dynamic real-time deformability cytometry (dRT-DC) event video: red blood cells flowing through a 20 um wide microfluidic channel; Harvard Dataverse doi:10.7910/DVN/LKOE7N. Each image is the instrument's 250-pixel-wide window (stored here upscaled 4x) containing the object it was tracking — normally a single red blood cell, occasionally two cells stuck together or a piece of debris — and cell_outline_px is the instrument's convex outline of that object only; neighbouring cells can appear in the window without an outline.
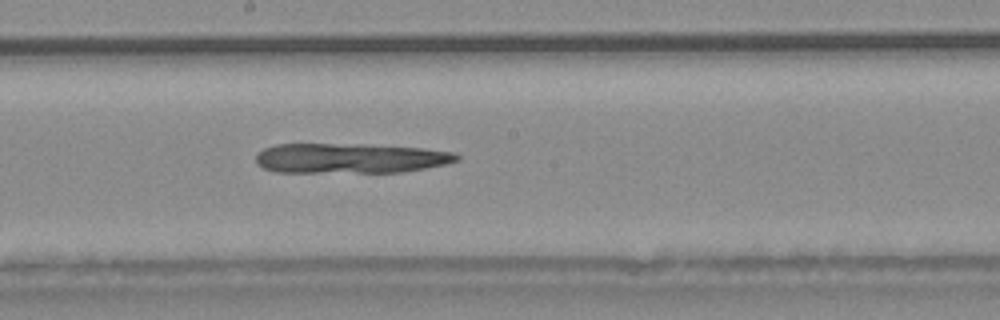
{"species": "common noctule bat (a hibernating species)", "species_latin": "Nyctalus noctula", "temperature_condition": "warm", "stored_images_in_passage": 48, "camera_frame_rate_fps": 3000, "um_per_image_px": 0.085, "animal": {"sex": "male", "body_mass_g": 20.4}, "frame": {"image": 1, "passage_image": 26, "time_ms": 8.333, "image_size_px": [1000, 320], "cell_outline_px": [[460, 160], [448, 164], [400, 172], [276, 172], [264, 168], [256, 164], [256, 156], [264, 148], [276, 144], [364, 144], [420, 148], [452, 152], [460, 156]], "centroid_in_image_um": [29.76, 13.45], "position_along_channel_um": 218.4, "area_um2": 35.08}}